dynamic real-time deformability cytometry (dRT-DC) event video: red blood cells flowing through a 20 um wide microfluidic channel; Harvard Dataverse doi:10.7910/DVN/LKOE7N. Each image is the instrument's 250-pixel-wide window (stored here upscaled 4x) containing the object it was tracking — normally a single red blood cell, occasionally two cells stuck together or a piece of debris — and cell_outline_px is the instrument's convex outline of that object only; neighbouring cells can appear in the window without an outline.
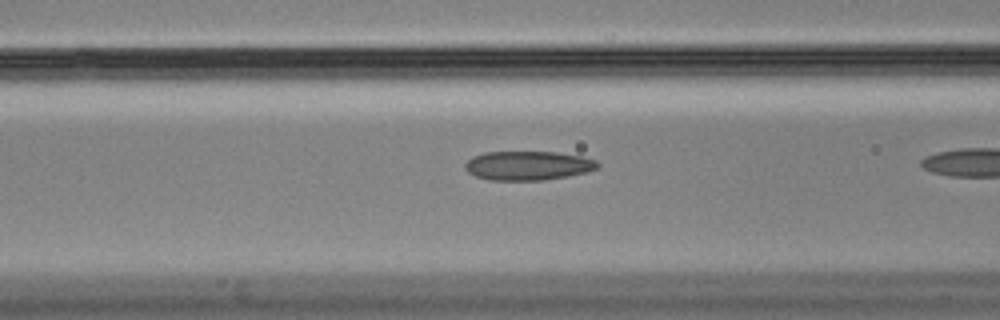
{"species": "Egyptian fruit bat (a non-hibernating species)", "species_latin": "Rousettus aegyptiacus", "temperature_condition": "cold", "stored_images_in_passage": 21, "camera_frame_rate_fps": 3000, "um_per_image_px": 0.085, "animal": {"sex": "male"}, "frame": {"image": 1, "passage_image": 19, "time_ms": 6.0, "image_size_px": [1000, 320], "cell_outline_px": [[600, 164], [596, 168], [588, 172], [568, 176], [544, 180], [488, 180], [476, 176], [468, 172], [464, 168], [464, 164], [472, 156], [484, 152], [556, 152], [580, 156], [596, 160]], "centroid_in_image_um": [44.86, 14.08], "position_along_channel_um": 121.7, "area_um2": 22.54}}